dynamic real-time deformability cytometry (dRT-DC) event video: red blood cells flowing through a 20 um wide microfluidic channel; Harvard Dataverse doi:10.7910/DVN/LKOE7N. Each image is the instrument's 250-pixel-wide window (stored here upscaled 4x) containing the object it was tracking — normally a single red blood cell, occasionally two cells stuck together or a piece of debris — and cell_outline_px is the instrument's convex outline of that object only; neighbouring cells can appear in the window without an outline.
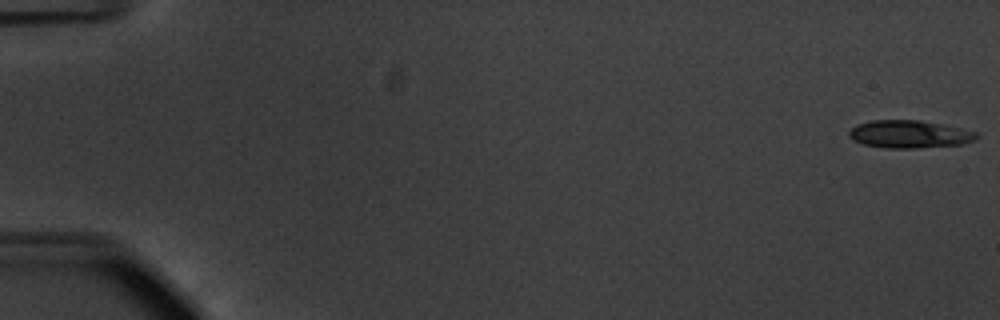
{"species": "common noctule bat (a hibernating species)", "species_latin": "Nyctalus noctula", "temperature_condition": "warm", "stored_images_in_passage": 55, "camera_frame_rate_fps": 3000, "um_per_image_px": 0.085, "animal": {"sex": "male", "body_mass_g": 20.1, "forearm_length_mm": 53.5}, "frame": {"image": 1, "passage_image": 1, "time_ms": 0.0, "image_size_px": [1000, 320], "cell_outline_px": [[980, 136], [976, 140], [964, 144], [916, 148], [888, 148], [864, 144], [852, 140], [848, 136], [848, 132], [856, 124], [872, 120], [920, 120], [960, 128], [976, 132]], "centroid_in_image_um": [77.3, 11.41], "position_along_channel_um": 7.7, "area_um2": 20.63}}
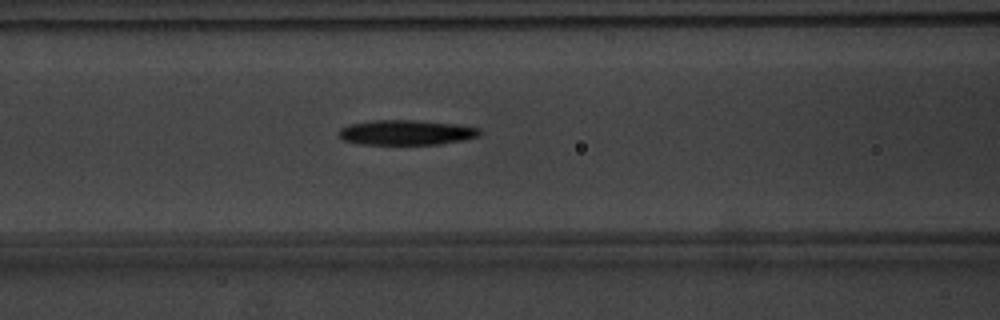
{"frame": {"image": 2, "passage_image": 24, "time_ms": 7.667, "image_size_px": [1000, 320], "cell_outline_px": [[484, 132], [480, 136], [464, 140], [440, 144], [360, 144], [344, 140], [340, 136], [340, 128], [348, 124], [372, 120], [412, 120], [456, 124], [480, 128]], "centroid_in_image_um": [34.58, 11.26], "position_along_channel_um": 132.0, "area_um2": 20.58}}
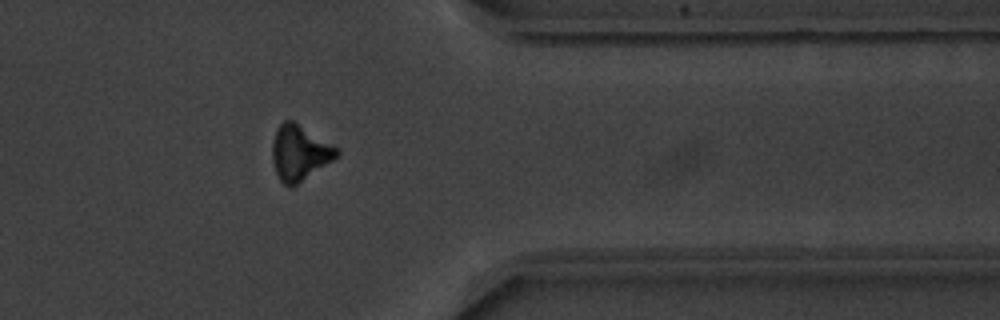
{"frame": {"image": 3, "passage_image": 45, "time_ms": 14.667, "image_size_px": [1000, 320], "cell_outline_px": [[340, 152], [332, 160], [292, 188], [288, 188], [276, 176], [272, 160], [272, 144], [276, 132], [280, 124], [284, 120], [292, 120], [340, 148]], "centroid_in_image_um": [25.45, 13.0], "position_along_channel_um": 386.0, "area_um2": 20.75}, "authors_computed_cell_mechanics": {"area_um2": 20.519, "velocity_mm_per_s": 3.7642, "shape_relaxation_time_tau1_ms": 2.5187, "shape_relaxation_time_tau2_ms": null, "deformation_change_tau1": 0.124, "deformation_change_tau2": null}}